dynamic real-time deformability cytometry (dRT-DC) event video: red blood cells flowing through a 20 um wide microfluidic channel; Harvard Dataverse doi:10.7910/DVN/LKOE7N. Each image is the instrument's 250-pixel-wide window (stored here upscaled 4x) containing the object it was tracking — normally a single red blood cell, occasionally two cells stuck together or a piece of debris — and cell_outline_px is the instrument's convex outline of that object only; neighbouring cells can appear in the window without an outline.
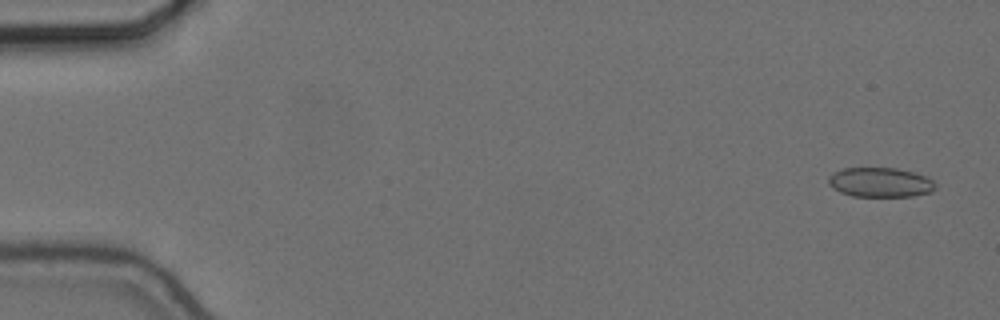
{"species": "common noctule bat (a hibernating species)", "species_latin": "Nyctalus noctula", "temperature_condition": "cold", "stored_images_in_passage": 57, "camera_frame_rate_fps": 3000, "um_per_image_px": 0.085, "animal": {"sex": "female", "body_mass_g": 24.6, "forearm_length_mm": 56.2}, "frame": {"image": 1, "passage_image": 3, "time_ms": 0.667, "image_size_px": [1000, 320], "cell_outline_px": [[936, 188], [932, 192], [912, 196], [852, 196], [840, 192], [832, 188], [828, 184], [828, 176], [832, 172], [844, 168], [896, 168], [912, 172], [924, 176], [932, 180], [936, 184]], "centroid_in_image_um": [74.79, 15.5], "position_along_channel_um": 10.2, "area_um2": 18.5}}
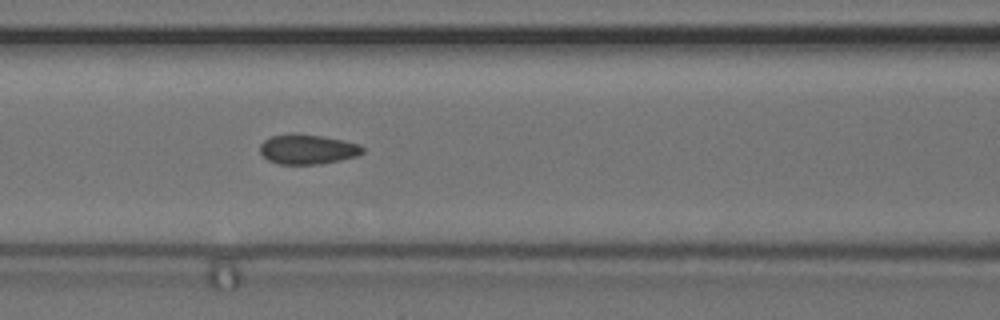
{"frame": {"image": 2, "passage_image": 25, "time_ms": 8.0, "image_size_px": [1000, 320], "cell_outline_px": [[364, 152], [356, 156], [340, 160], [320, 164], [280, 164], [268, 160], [260, 152], [260, 144], [264, 140], [272, 136], [292, 132], [324, 136], [344, 140], [360, 144], [364, 148]], "centroid_in_image_um": [26.15, 12.67], "position_along_channel_um": 140.4, "area_um2": 18.03}}
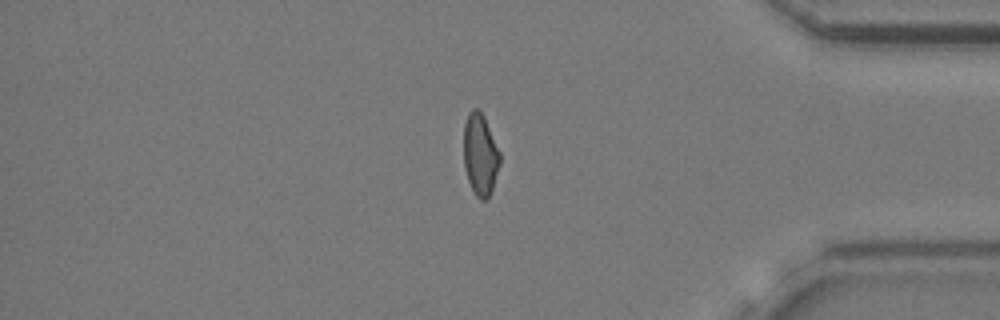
{"frame": {"image": 3, "passage_image": 48, "time_ms": 15.667, "image_size_px": [1000, 320], "cell_outline_px": [[500, 164], [492, 192], [488, 200], [480, 200], [476, 196], [468, 180], [464, 168], [464, 124], [468, 112], [472, 108], [480, 108], [484, 116], [500, 152]], "centroid_in_image_um": [40.82, 13.14], "position_along_channel_um": 394.4, "area_um2": 17.57}, "authors_computed_cell_mechanics": {"area_um2": 17.918, "velocity_mm_per_s": 3.6691, "shape_relaxation_time_tau1_ms": null, "shape_relaxation_time_tau2_ms": 1.4194, "deformation_change_tau1": null, "deformation_change_tau2": 0.0651}}